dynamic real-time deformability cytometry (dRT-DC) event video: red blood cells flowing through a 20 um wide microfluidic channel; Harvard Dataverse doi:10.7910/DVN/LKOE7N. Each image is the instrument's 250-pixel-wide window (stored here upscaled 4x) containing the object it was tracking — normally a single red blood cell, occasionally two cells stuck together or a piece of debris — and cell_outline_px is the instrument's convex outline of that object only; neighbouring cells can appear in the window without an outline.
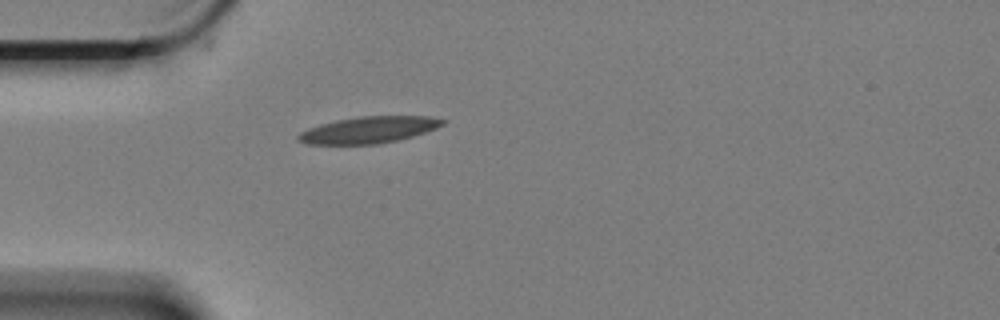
{"species": "Egyptian fruit bat (a non-hibernating species)", "species_latin": "Rousettus aegyptiacus", "temperature_condition": "cold", "stored_images_in_passage": 1, "camera_frame_rate_fps": 3000, "um_per_image_px": 0.085, "animal": {"sex": "female"}, "frame": {"image": 1, "passage_image": 1, "time_ms": 0.0, "image_size_px": [1000, 320], "cell_outline_px": [[448, 120], [444, 124], [436, 128], [412, 136], [380, 144], [304, 144], [296, 140], [296, 136], [300, 132], [308, 128], [320, 124], [336, 120], [360, 116], [428, 116]], "centroid_in_image_um": [31.31, 11.04], "position_along_channel_um": 53.7, "area_um2": 22.43}}